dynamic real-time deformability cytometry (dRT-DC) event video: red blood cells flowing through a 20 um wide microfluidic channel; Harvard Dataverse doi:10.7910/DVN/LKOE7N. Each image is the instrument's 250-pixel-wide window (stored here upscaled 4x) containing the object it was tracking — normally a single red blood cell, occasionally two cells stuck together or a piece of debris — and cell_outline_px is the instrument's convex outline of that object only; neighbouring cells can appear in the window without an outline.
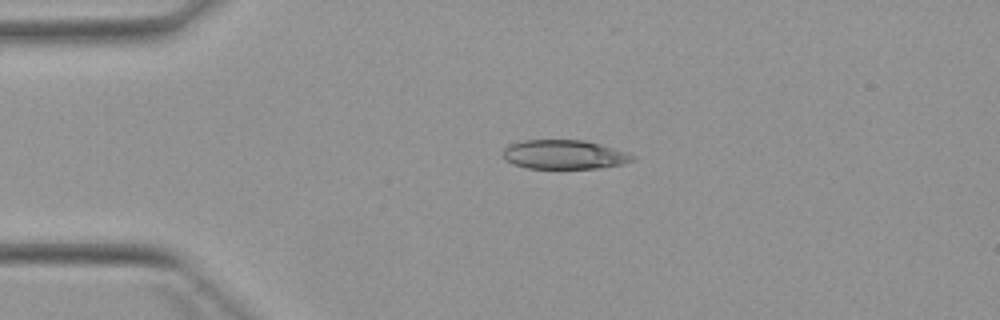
{"species": "Egyptian fruit bat (a non-hibernating species)", "species_latin": "Rousettus aegyptiacus", "temperature_condition": "warm", "stored_images_in_passage": 3, "camera_frame_rate_fps": 3000, "um_per_image_px": 0.085, "animal": {"sex": "female"}, "frame": {"image": 1, "passage_image": 2, "time_ms": 2.333, "image_size_px": [1000, 320], "cell_outline_px": [[636, 160], [624, 164], [600, 168], [528, 168], [512, 164], [504, 160], [500, 152], [508, 144], [524, 140], [584, 140], [600, 144], [628, 152], [636, 156]], "centroid_in_image_um": [47.95, 13.14], "position_along_channel_um": 37.1, "area_um2": 22.37}}